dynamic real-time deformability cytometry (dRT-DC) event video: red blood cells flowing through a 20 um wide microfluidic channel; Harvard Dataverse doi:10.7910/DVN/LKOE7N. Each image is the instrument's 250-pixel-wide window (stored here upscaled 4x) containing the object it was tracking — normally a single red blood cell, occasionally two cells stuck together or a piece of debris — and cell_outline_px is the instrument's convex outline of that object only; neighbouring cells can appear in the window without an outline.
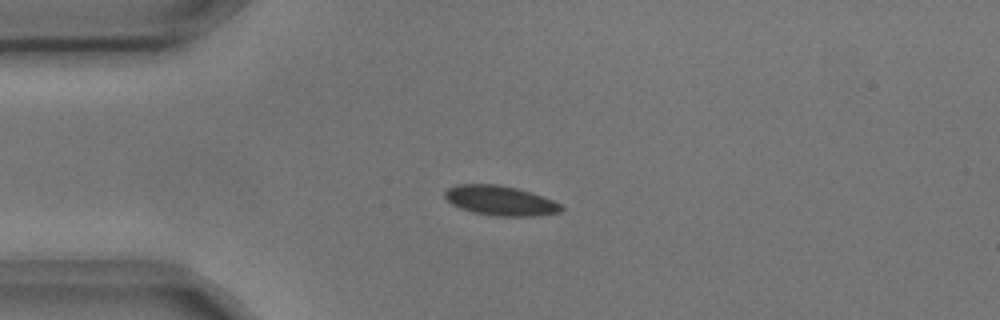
{"species": "common noctule bat (a hibernating species)", "species_latin": "Nyctalus noctula", "temperature_condition": "cold", "stored_images_in_passage": 6, "camera_frame_rate_fps": 3000, "um_per_image_px": 0.085, "animal": {"sex": "male", "body_mass_g": 17.9, "forearm_length_mm": 54.2}, "frame": {"image": 1, "passage_image": 3, "time_ms": 0.667, "image_size_px": [1000, 320], "cell_outline_px": [[564, 208], [560, 212], [536, 216], [496, 216], [472, 212], [460, 208], [452, 204], [444, 196], [444, 192], [448, 188], [456, 184], [496, 184], [516, 188], [544, 196], [560, 204]], "centroid_in_image_um": [42.52, 17.05], "position_along_channel_um": 42.5, "area_um2": 20.17}}
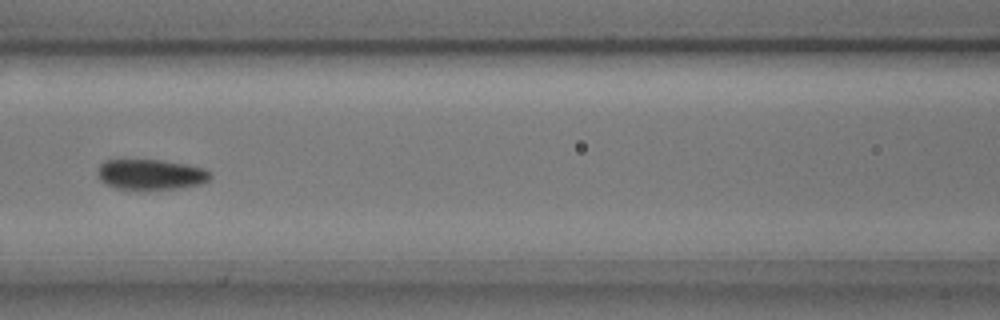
{"frame": {"image": 2, "passage_image": 6, "time_ms": 1.667, "image_size_px": [1000, 320], "cell_outline_px": [[212, 176], [208, 180], [200, 184], [180, 188], [116, 188], [104, 184], [96, 176], [96, 172], [100, 164], [104, 160], [160, 160], [188, 164], [204, 168], [212, 172]], "centroid_in_image_um": [12.81, 14.81], "position_along_channel_um": 153.8, "area_um2": 19.94}}